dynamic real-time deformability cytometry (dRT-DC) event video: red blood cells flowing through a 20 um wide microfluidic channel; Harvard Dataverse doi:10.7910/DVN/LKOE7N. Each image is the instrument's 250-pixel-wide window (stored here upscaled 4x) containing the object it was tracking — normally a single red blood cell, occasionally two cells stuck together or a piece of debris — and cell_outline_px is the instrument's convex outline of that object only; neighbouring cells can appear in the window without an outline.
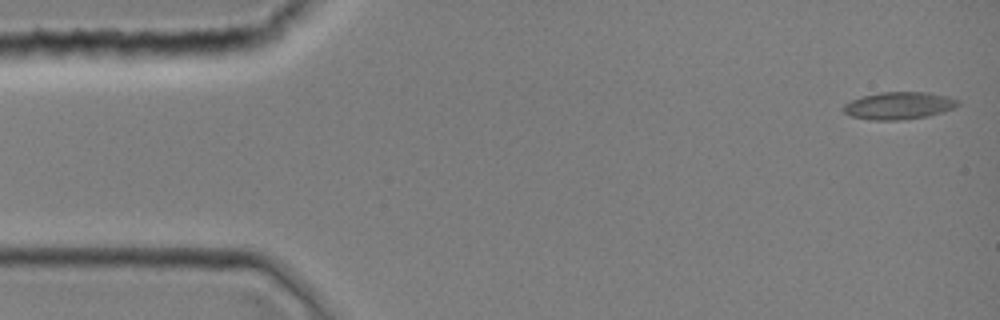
{"species": "common noctule bat (a hibernating species)", "species_latin": "Nyctalus noctula", "temperature_condition": "room temperature", "stored_images_in_passage": 43, "camera_frame_rate_fps": 3000, "um_per_image_px": 0.085, "animal": {"sex": "female", "body_mass_g": 19.0, "forearm_length_mm": 51.5}, "frame": {"image": 1, "passage_image": 1, "time_ms": 0.0, "image_size_px": [1000, 320], "cell_outline_px": [[960, 104], [944, 112], [928, 116], [900, 120], [872, 120], [852, 116], [844, 112], [840, 108], [844, 104], [860, 96], [880, 92], [928, 92], [948, 96], [960, 100]], "centroid_in_image_um": [76.4, 8.97], "position_along_channel_um": 8.6, "area_um2": 18.44}}
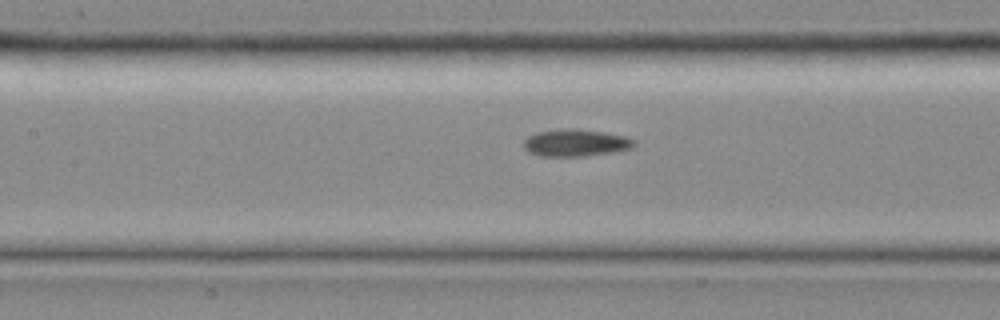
{"frame": {"image": 2, "passage_image": 19, "time_ms": 6.0, "image_size_px": [1000, 320], "cell_outline_px": [[636, 144], [632, 148], [616, 152], [584, 156], [540, 156], [528, 152], [524, 148], [524, 140], [528, 136], [536, 132], [568, 128], [576, 128], [604, 132], [624, 136], [636, 140]], "centroid_in_image_um": [48.95, 12.14], "position_along_channel_um": 158.5, "area_um2": 17.63}}
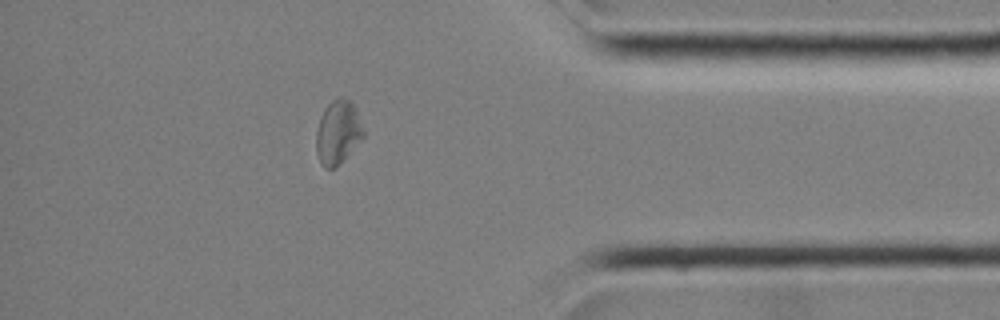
{"frame": {"image": 3, "passage_image": 37, "time_ms": 12.0, "image_size_px": [1000, 320], "cell_outline_px": [[364, 136], [344, 160], [336, 168], [324, 168], [316, 152], [316, 132], [320, 116], [324, 108], [332, 100], [352, 100], [356, 108], [364, 128]], "centroid_in_image_um": [28.73, 11.26], "position_along_channel_um": 406.5, "area_um2": 17.57}}